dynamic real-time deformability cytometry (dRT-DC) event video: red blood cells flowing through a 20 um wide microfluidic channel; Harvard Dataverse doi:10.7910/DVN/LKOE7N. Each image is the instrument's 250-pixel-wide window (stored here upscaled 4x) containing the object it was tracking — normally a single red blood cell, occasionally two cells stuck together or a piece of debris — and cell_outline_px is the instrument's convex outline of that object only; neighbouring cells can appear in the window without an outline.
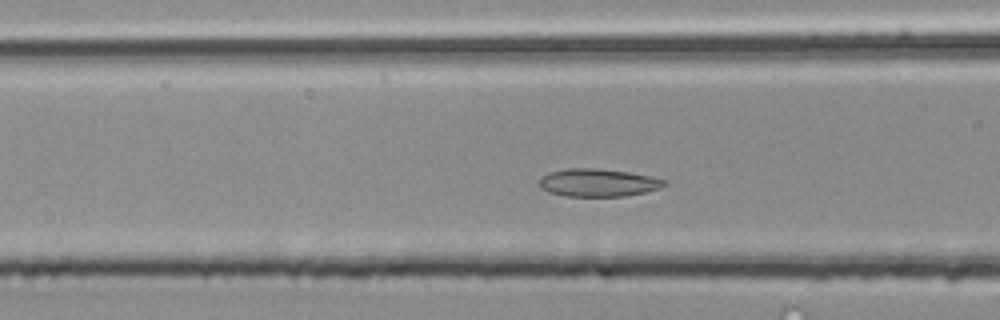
{"species": "common noctule bat (a hibernating species)", "species_latin": "Nyctalus noctula", "temperature_condition": "room temperature", "stored_images_in_passage": 45, "camera_frame_rate_fps": 3000, "um_per_image_px": 0.085, "animal": {"sex": "male", "body_mass_g": 20.4}, "frame": {"image": 1, "passage_image": 14, "time_ms": 4.333, "image_size_px": [1000, 320], "cell_outline_px": [[668, 184], [660, 188], [644, 192], [624, 196], [568, 196], [548, 192], [540, 188], [540, 180], [548, 172], [568, 168], [596, 168], [628, 172], [668, 180]], "centroid_in_image_um": [50.85, 15.52], "position_along_channel_um": 115.8, "area_um2": 20.17}}
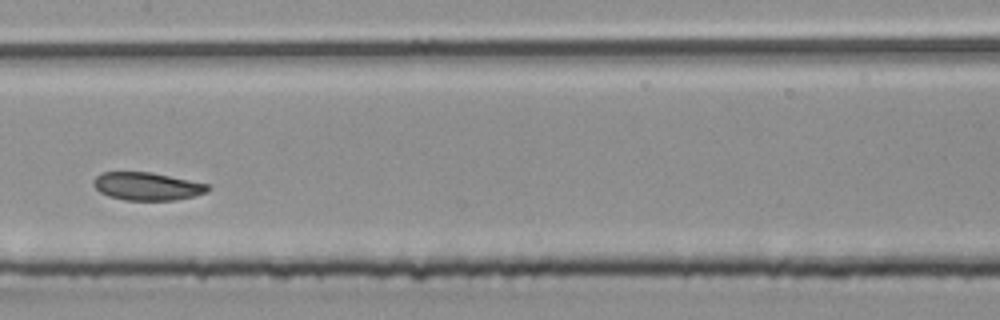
{"frame": {"image": 2, "passage_image": 20, "time_ms": 6.333, "image_size_px": [1000, 320], "cell_outline_px": [[212, 188], [204, 192], [192, 196], [176, 200], [124, 200], [108, 196], [100, 192], [92, 184], [92, 180], [100, 172], [152, 172], [208, 184]], "centroid_in_image_um": [12.46, 15.83], "position_along_channel_um": 194.9, "area_um2": 18.61}}
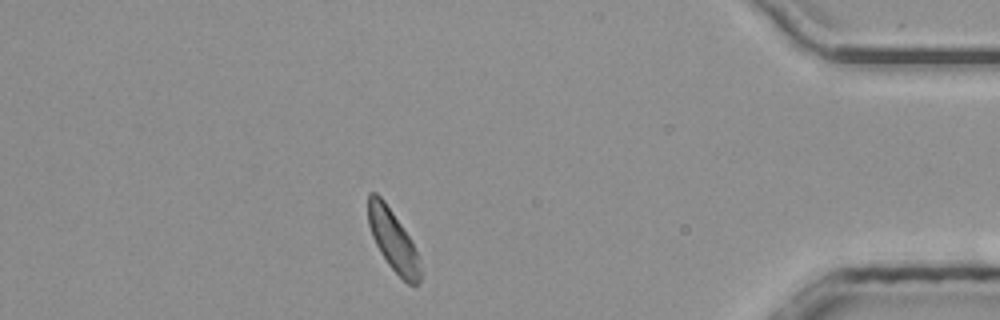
{"frame": {"image": 3, "passage_image": 39, "time_ms": 12.667, "image_size_px": [1000, 320], "cell_outline_px": [[420, 280], [416, 288], [408, 284], [388, 264], [380, 252], [372, 236], [368, 224], [368, 192], [376, 192], [384, 200], [408, 236], [416, 252], [420, 268]], "centroid_in_image_um": [33.38, 20.43], "position_along_channel_um": 401.8, "area_um2": 18.15}, "authors_computed_cell_mechanics": {"area_um2": 19.3052, "velocity_mm_per_s": 3.9531, "shape_relaxation_time_tau1_ms": 3.3507, "shape_relaxation_time_tau2_ms": null, "deformation_change_tau1": 0.0699, "deformation_change_tau2": null}}